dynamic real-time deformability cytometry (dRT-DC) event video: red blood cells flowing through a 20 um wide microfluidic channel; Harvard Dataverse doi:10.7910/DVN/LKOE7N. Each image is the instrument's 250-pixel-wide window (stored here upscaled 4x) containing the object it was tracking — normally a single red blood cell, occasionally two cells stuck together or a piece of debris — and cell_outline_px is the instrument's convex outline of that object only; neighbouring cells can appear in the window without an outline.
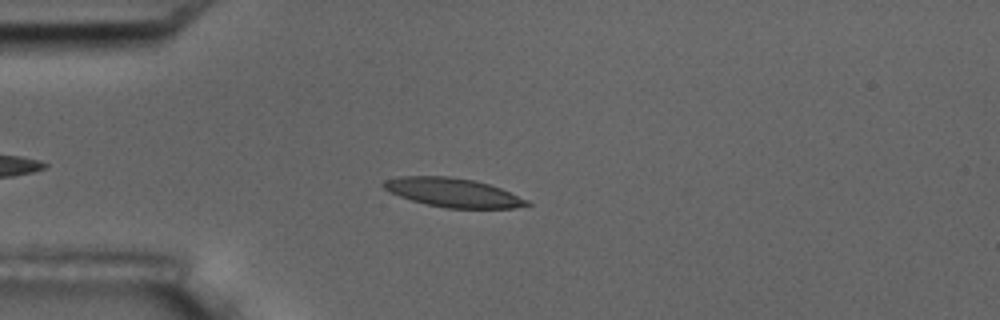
{"species": "common noctule bat (a hibernating species)", "species_latin": "Nyctalus noctula", "temperature_condition": "room temperature", "stored_images_in_passage": 4, "camera_frame_rate_fps": 3000, "um_per_image_px": 0.085, "animal": {"sex": "male", "body_mass_g": 17.5, "forearm_length_mm": 52.3}, "frame": {"image": 1, "passage_image": 2, "time_ms": 1.0, "image_size_px": [1000, 320], "cell_outline_px": [[532, 204], [512, 208], [444, 208], [412, 200], [388, 192], [380, 184], [384, 180], [396, 176], [448, 176], [476, 180], [500, 188], [528, 200]], "centroid_in_image_um": [38.46, 16.35], "position_along_channel_um": 46.5, "area_um2": 24.16}}